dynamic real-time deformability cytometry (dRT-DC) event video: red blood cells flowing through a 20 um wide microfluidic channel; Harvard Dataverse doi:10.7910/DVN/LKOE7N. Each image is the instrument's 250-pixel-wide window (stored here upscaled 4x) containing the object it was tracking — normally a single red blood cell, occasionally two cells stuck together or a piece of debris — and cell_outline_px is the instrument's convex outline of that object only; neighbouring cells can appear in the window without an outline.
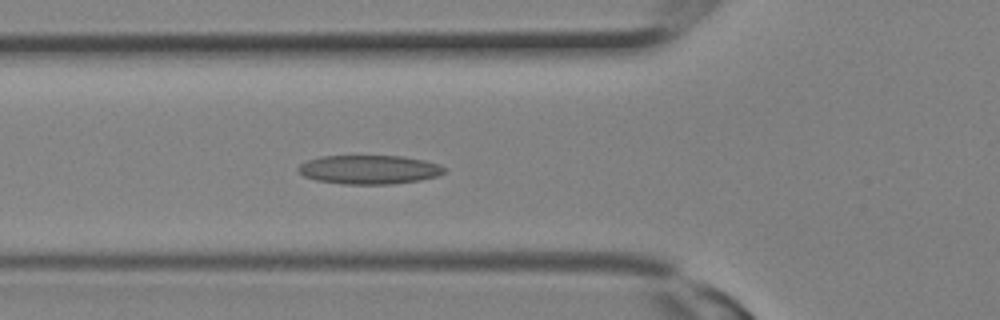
{"species": "Egyptian fruit bat (a non-hibernating species)", "species_latin": "Rousettus aegyptiacus", "temperature_condition": "room temperature", "stored_images_in_passage": 12, "camera_frame_rate_fps": 3000, "um_per_image_px": 0.085, "animal": {"sex": "female"}, "frame": {"image": 1, "passage_image": 3, "time_ms": 0.667, "image_size_px": [1000, 320], "cell_outline_px": [[448, 168], [444, 172], [436, 176], [420, 180], [388, 184], [344, 184], [316, 180], [304, 176], [300, 172], [300, 164], [308, 160], [320, 156], [400, 156], [424, 160], [440, 164]], "centroid_in_image_um": [31.41, 14.41], "position_along_channel_um": 94.4, "area_um2": 24.45}}
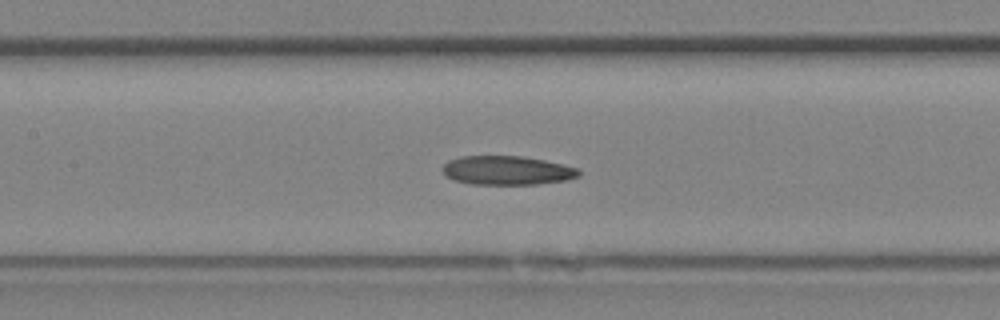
{"frame": {"image": 2, "passage_image": 6, "time_ms": 1.667, "image_size_px": [1000, 320], "cell_outline_px": [[580, 176], [568, 180], [536, 184], [472, 184], [452, 180], [444, 176], [440, 168], [448, 160], [460, 156], [520, 156], [544, 160], [564, 164], [576, 168], [580, 172]], "centroid_in_image_um": [43.05, 14.48], "position_along_channel_um": 164.4, "area_um2": 23.24}}
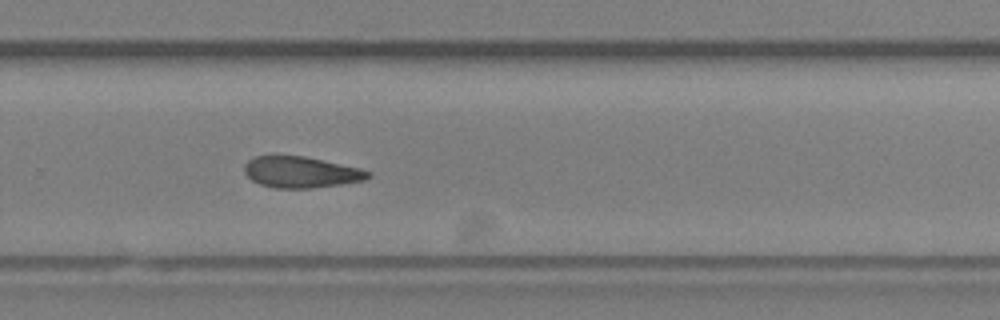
{"frame": {"image": 3, "passage_image": 12, "time_ms": 3.667, "image_size_px": [1000, 320], "cell_outline_px": [[372, 176], [364, 180], [340, 184], [312, 188], [272, 188], [260, 184], [252, 180], [244, 172], [244, 164], [248, 160], [256, 156], [304, 156], [360, 168], [372, 172]], "centroid_in_image_um": [25.58, 14.64], "position_along_channel_um": 304.2, "area_um2": 22.43}}